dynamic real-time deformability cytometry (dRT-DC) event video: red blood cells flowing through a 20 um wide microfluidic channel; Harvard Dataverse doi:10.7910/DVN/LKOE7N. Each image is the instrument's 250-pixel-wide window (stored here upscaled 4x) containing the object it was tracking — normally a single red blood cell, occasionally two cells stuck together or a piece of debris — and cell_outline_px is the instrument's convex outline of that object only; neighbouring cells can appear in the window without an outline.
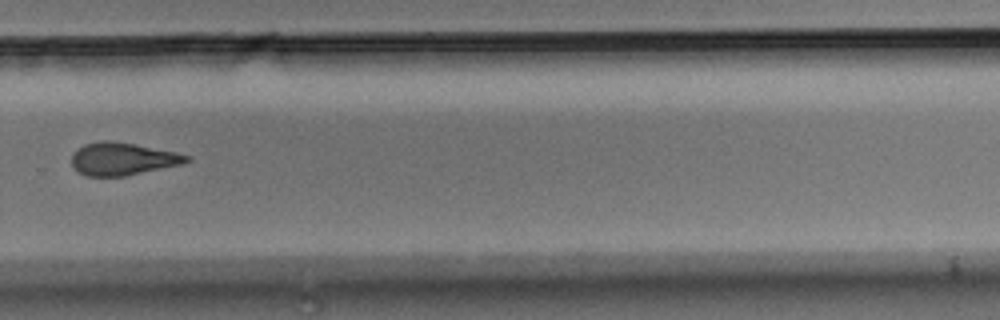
{"species": "Egyptian fruit bat (a non-hibernating species)", "species_latin": "Rousettus aegyptiacus", "temperature_condition": "room temperature", "stored_images_in_passage": 10, "camera_frame_rate_fps": 3000, "um_per_image_px": 0.085, "animal": {"sex": "male"}, "frame": {"image": 1, "passage_image": 10, "time_ms": 3.0, "image_size_px": [1000, 320], "cell_outline_px": [[192, 160], [184, 164], [124, 176], [88, 176], [80, 172], [72, 164], [72, 152], [76, 148], [84, 144], [100, 140], [108, 140], [136, 144], [176, 152], [192, 156]], "centroid_in_image_um": [10.46, 13.49], "position_along_channel_um": 319.3, "area_um2": 22.02}}